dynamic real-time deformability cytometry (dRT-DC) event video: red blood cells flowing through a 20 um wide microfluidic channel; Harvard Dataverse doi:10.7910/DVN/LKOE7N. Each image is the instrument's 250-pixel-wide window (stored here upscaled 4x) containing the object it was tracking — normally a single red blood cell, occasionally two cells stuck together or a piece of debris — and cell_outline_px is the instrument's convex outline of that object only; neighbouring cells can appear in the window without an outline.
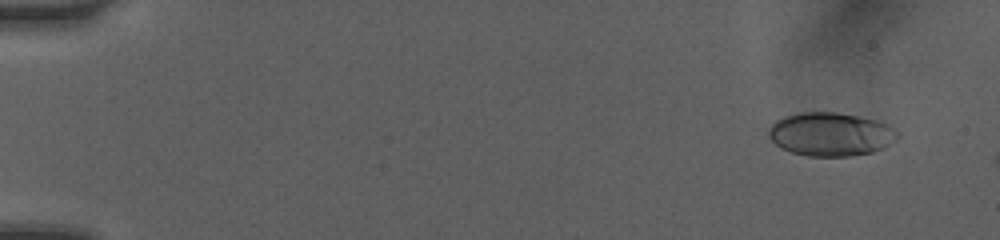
{"species": "human", "species_latin": "Homo sapiens", "temperature_condition": "room temperature", "stored_images_in_passage": 6, "camera_frame_rate_fps": 3000, "um_per_image_px": 0.085, "donor": {"sex": "female"}, "frame": {"image": 1, "passage_image": 2, "time_ms": 0.667, "image_size_px": [1000, 240], "cell_outline_px": [[900, 136], [896, 140], [884, 148], [872, 152], [848, 156], [808, 156], [792, 152], [780, 148], [768, 136], [768, 128], [776, 120], [784, 116], [800, 112], [836, 112], [876, 120], [888, 124], [900, 132]], "centroid_in_image_um": [70.62, 11.41], "position_along_channel_um": 14.4, "area_um2": 32.89}}